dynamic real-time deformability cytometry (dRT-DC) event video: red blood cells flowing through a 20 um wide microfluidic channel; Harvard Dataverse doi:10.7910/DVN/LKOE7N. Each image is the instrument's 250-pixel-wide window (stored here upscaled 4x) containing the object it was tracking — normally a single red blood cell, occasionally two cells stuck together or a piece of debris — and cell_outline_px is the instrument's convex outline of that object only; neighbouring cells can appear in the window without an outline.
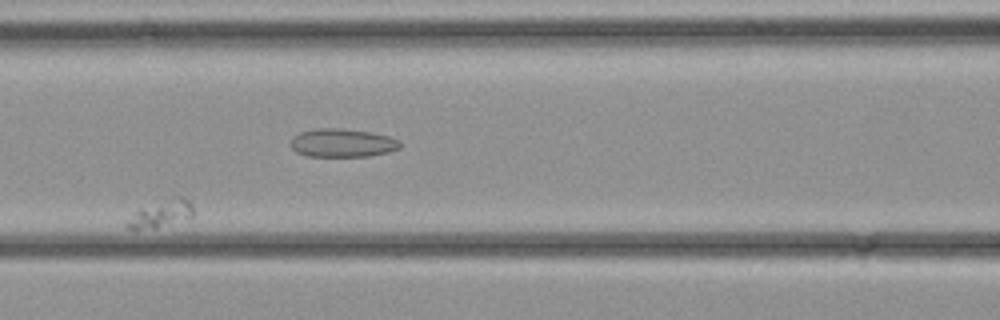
{"species": "common noctule bat (a hibernating species)", "species_latin": "Nyctalus noctula", "temperature_condition": "cold", "stored_images_in_passage": 20, "camera_frame_rate_fps": 3000, "um_per_image_px": 0.085, "animal": {"sex": "female", "body_mass_g": 21.9}, "frame": {"image": 1, "passage_image": 4, "time_ms": 1.0, "image_size_px": [1000, 320], "cell_outline_px": [[192, 216], [156, 228], [128, 228], [124, 224], [140, 208], [176, 196], [184, 196], [192, 204]], "centroid_in_image_um": [13.7, 18.15], "position_along_channel_um": 152.9, "area_um2": 10.0}}
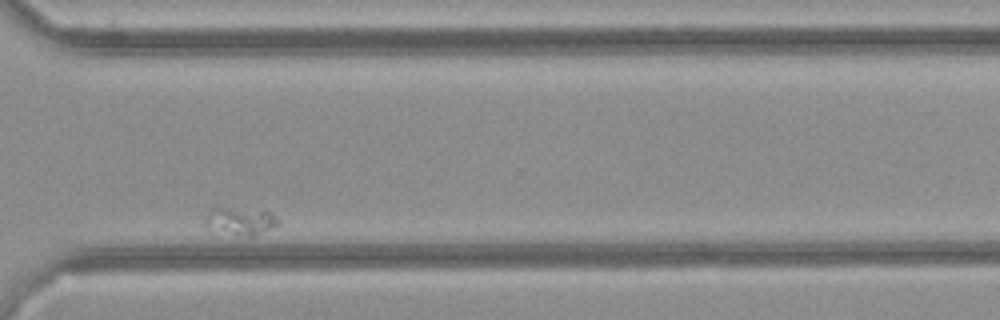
{"frame": {"image": 2, "passage_image": 18, "time_ms": 5.667, "image_size_px": [1000, 320], "cell_outline_px": [[280, 224], [252, 236], [248, 236], [204, 224], [204, 216], [212, 208], [224, 208], [268, 212], [280, 220]], "centroid_in_image_um": [20.47, 18.76], "position_along_channel_um": 350.1, "area_um2": 10.69}}